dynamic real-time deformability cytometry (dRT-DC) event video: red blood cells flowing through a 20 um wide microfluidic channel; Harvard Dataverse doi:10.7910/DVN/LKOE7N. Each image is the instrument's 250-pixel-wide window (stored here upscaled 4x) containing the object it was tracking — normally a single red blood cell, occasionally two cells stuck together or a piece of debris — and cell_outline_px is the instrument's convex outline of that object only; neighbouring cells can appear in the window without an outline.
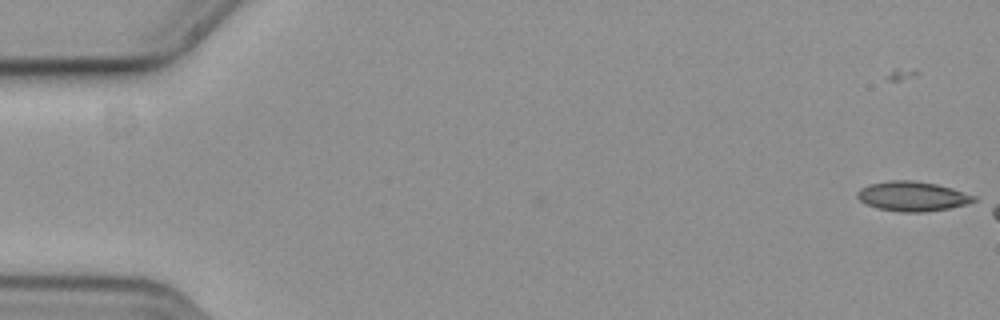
{"species": "common noctule bat (a hibernating species)", "species_latin": "Nyctalus noctula", "temperature_condition": "cold", "stored_images_in_passage": 8, "camera_frame_rate_fps": 3000, "um_per_image_px": 0.085, "animal": {"sex": "female", "body_mass_g": 19.3, "forearm_length_mm": 54.1}, "frame": {"image": 1, "passage_image": 2, "time_ms": 0.333, "image_size_px": [1000, 320], "cell_outline_px": [[976, 200], [964, 204], [948, 208], [920, 212], [900, 212], [876, 208], [860, 200], [856, 196], [856, 192], [860, 188], [868, 184], [892, 180], [912, 180], [936, 184], [952, 188], [976, 196]], "centroid_in_image_um": [77.51, 16.67], "position_along_channel_um": 7.5, "area_um2": 20.0}}